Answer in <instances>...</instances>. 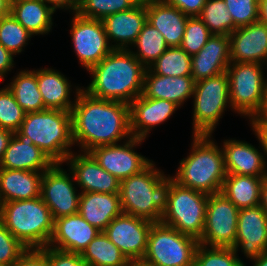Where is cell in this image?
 Here are the masks:
<instances>
[{
	"instance_id": "6da1fadb",
	"label": "cell",
	"mask_w": 267,
	"mask_h": 266,
	"mask_svg": "<svg viewBox=\"0 0 267 266\" xmlns=\"http://www.w3.org/2000/svg\"><path fill=\"white\" fill-rule=\"evenodd\" d=\"M75 89L72 135L81 152L132 138L129 104L92 97L78 86Z\"/></svg>"
},
{
	"instance_id": "7a4b0ae2",
	"label": "cell",
	"mask_w": 267,
	"mask_h": 266,
	"mask_svg": "<svg viewBox=\"0 0 267 266\" xmlns=\"http://www.w3.org/2000/svg\"><path fill=\"white\" fill-rule=\"evenodd\" d=\"M146 69L130 50L113 49L89 70L92 81L82 89L98 99L130 104L143 93Z\"/></svg>"
},
{
	"instance_id": "3957f363",
	"label": "cell",
	"mask_w": 267,
	"mask_h": 266,
	"mask_svg": "<svg viewBox=\"0 0 267 266\" xmlns=\"http://www.w3.org/2000/svg\"><path fill=\"white\" fill-rule=\"evenodd\" d=\"M153 161L140 173L120 181V200L125 214L161 222L168 204L171 176L157 169Z\"/></svg>"
},
{
	"instance_id": "277c9868",
	"label": "cell",
	"mask_w": 267,
	"mask_h": 266,
	"mask_svg": "<svg viewBox=\"0 0 267 266\" xmlns=\"http://www.w3.org/2000/svg\"><path fill=\"white\" fill-rule=\"evenodd\" d=\"M212 135L193 134L191 153L179 163L174 180L191 189L215 194L222 191L227 175L222 148Z\"/></svg>"
},
{
	"instance_id": "5b68a950",
	"label": "cell",
	"mask_w": 267,
	"mask_h": 266,
	"mask_svg": "<svg viewBox=\"0 0 267 266\" xmlns=\"http://www.w3.org/2000/svg\"><path fill=\"white\" fill-rule=\"evenodd\" d=\"M0 221L26 248L47 247L54 220L41 197L0 204Z\"/></svg>"
},
{
	"instance_id": "8992f818",
	"label": "cell",
	"mask_w": 267,
	"mask_h": 266,
	"mask_svg": "<svg viewBox=\"0 0 267 266\" xmlns=\"http://www.w3.org/2000/svg\"><path fill=\"white\" fill-rule=\"evenodd\" d=\"M19 131L32 140L54 163H64L73 152L71 112L46 109L26 113Z\"/></svg>"
},
{
	"instance_id": "52a82bcc",
	"label": "cell",
	"mask_w": 267,
	"mask_h": 266,
	"mask_svg": "<svg viewBox=\"0 0 267 266\" xmlns=\"http://www.w3.org/2000/svg\"><path fill=\"white\" fill-rule=\"evenodd\" d=\"M207 201L208 194L182 186L171 176L168 204L161 222L199 241L204 230Z\"/></svg>"
},
{
	"instance_id": "ba28073f",
	"label": "cell",
	"mask_w": 267,
	"mask_h": 266,
	"mask_svg": "<svg viewBox=\"0 0 267 266\" xmlns=\"http://www.w3.org/2000/svg\"><path fill=\"white\" fill-rule=\"evenodd\" d=\"M199 241L162 222H154L141 260L146 266H194Z\"/></svg>"
},
{
	"instance_id": "9c48e42d",
	"label": "cell",
	"mask_w": 267,
	"mask_h": 266,
	"mask_svg": "<svg viewBox=\"0 0 267 266\" xmlns=\"http://www.w3.org/2000/svg\"><path fill=\"white\" fill-rule=\"evenodd\" d=\"M192 97V133L212 135L226 107H231L227 72L195 82Z\"/></svg>"
},
{
	"instance_id": "30bf717a",
	"label": "cell",
	"mask_w": 267,
	"mask_h": 266,
	"mask_svg": "<svg viewBox=\"0 0 267 266\" xmlns=\"http://www.w3.org/2000/svg\"><path fill=\"white\" fill-rule=\"evenodd\" d=\"M261 63L231 62L226 70L232 111L250 120L260 110L267 78Z\"/></svg>"
},
{
	"instance_id": "8fae6325",
	"label": "cell",
	"mask_w": 267,
	"mask_h": 266,
	"mask_svg": "<svg viewBox=\"0 0 267 266\" xmlns=\"http://www.w3.org/2000/svg\"><path fill=\"white\" fill-rule=\"evenodd\" d=\"M239 209L222 192L209 194L199 244L234 248Z\"/></svg>"
},
{
	"instance_id": "7c38bea8",
	"label": "cell",
	"mask_w": 267,
	"mask_h": 266,
	"mask_svg": "<svg viewBox=\"0 0 267 266\" xmlns=\"http://www.w3.org/2000/svg\"><path fill=\"white\" fill-rule=\"evenodd\" d=\"M61 166L62 163H54L44 171L41 184L40 197L49 207L53 220L79 212L81 193L76 192L72 171L69 169L67 173Z\"/></svg>"
},
{
	"instance_id": "4fadbf2b",
	"label": "cell",
	"mask_w": 267,
	"mask_h": 266,
	"mask_svg": "<svg viewBox=\"0 0 267 266\" xmlns=\"http://www.w3.org/2000/svg\"><path fill=\"white\" fill-rule=\"evenodd\" d=\"M70 36L79 63L89 71L106 57L111 47L102 20L73 13Z\"/></svg>"
},
{
	"instance_id": "5bb4252c",
	"label": "cell",
	"mask_w": 267,
	"mask_h": 266,
	"mask_svg": "<svg viewBox=\"0 0 267 266\" xmlns=\"http://www.w3.org/2000/svg\"><path fill=\"white\" fill-rule=\"evenodd\" d=\"M144 139L132 137L121 144L99 146L88 153L108 173L119 181L140 173L152 160L135 152Z\"/></svg>"
},
{
	"instance_id": "9a60e30c",
	"label": "cell",
	"mask_w": 267,
	"mask_h": 266,
	"mask_svg": "<svg viewBox=\"0 0 267 266\" xmlns=\"http://www.w3.org/2000/svg\"><path fill=\"white\" fill-rule=\"evenodd\" d=\"M152 224L153 222L144 218L122 213L103 232L131 263L141 262L146 253Z\"/></svg>"
},
{
	"instance_id": "2e32d148",
	"label": "cell",
	"mask_w": 267,
	"mask_h": 266,
	"mask_svg": "<svg viewBox=\"0 0 267 266\" xmlns=\"http://www.w3.org/2000/svg\"><path fill=\"white\" fill-rule=\"evenodd\" d=\"M234 249L249 260L267 251V213L260 204L239 210Z\"/></svg>"
},
{
	"instance_id": "e0dca14e",
	"label": "cell",
	"mask_w": 267,
	"mask_h": 266,
	"mask_svg": "<svg viewBox=\"0 0 267 266\" xmlns=\"http://www.w3.org/2000/svg\"><path fill=\"white\" fill-rule=\"evenodd\" d=\"M64 163L69 165L76 185L82 189L80 193L119 194L120 181L104 170L89 153L72 152Z\"/></svg>"
},
{
	"instance_id": "ac0fdd59",
	"label": "cell",
	"mask_w": 267,
	"mask_h": 266,
	"mask_svg": "<svg viewBox=\"0 0 267 266\" xmlns=\"http://www.w3.org/2000/svg\"><path fill=\"white\" fill-rule=\"evenodd\" d=\"M230 62L261 63L267 69V25L259 20L230 35Z\"/></svg>"
},
{
	"instance_id": "d6986e66",
	"label": "cell",
	"mask_w": 267,
	"mask_h": 266,
	"mask_svg": "<svg viewBox=\"0 0 267 266\" xmlns=\"http://www.w3.org/2000/svg\"><path fill=\"white\" fill-rule=\"evenodd\" d=\"M100 232L79 213L59 217L54 220V231L48 246L60 251L81 254Z\"/></svg>"
},
{
	"instance_id": "ffe728a7",
	"label": "cell",
	"mask_w": 267,
	"mask_h": 266,
	"mask_svg": "<svg viewBox=\"0 0 267 266\" xmlns=\"http://www.w3.org/2000/svg\"><path fill=\"white\" fill-rule=\"evenodd\" d=\"M130 130L132 137L146 139L152 128L168 120L179 108L174 102L147 98L143 94L130 104Z\"/></svg>"
},
{
	"instance_id": "44dd1931",
	"label": "cell",
	"mask_w": 267,
	"mask_h": 266,
	"mask_svg": "<svg viewBox=\"0 0 267 266\" xmlns=\"http://www.w3.org/2000/svg\"><path fill=\"white\" fill-rule=\"evenodd\" d=\"M102 21L111 47L129 50L147 22L146 4H136L126 11L108 15Z\"/></svg>"
},
{
	"instance_id": "7402d4cb",
	"label": "cell",
	"mask_w": 267,
	"mask_h": 266,
	"mask_svg": "<svg viewBox=\"0 0 267 266\" xmlns=\"http://www.w3.org/2000/svg\"><path fill=\"white\" fill-rule=\"evenodd\" d=\"M230 37L212 34L203 48L191 56L194 82L226 72L230 64Z\"/></svg>"
},
{
	"instance_id": "603a6c76",
	"label": "cell",
	"mask_w": 267,
	"mask_h": 266,
	"mask_svg": "<svg viewBox=\"0 0 267 266\" xmlns=\"http://www.w3.org/2000/svg\"><path fill=\"white\" fill-rule=\"evenodd\" d=\"M54 162L19 130L14 132L0 162V169L44 172Z\"/></svg>"
},
{
	"instance_id": "cb8c5ba5",
	"label": "cell",
	"mask_w": 267,
	"mask_h": 266,
	"mask_svg": "<svg viewBox=\"0 0 267 266\" xmlns=\"http://www.w3.org/2000/svg\"><path fill=\"white\" fill-rule=\"evenodd\" d=\"M227 174L265 177L267 162L262 150L236 139L224 140L221 145Z\"/></svg>"
},
{
	"instance_id": "d4e9b609",
	"label": "cell",
	"mask_w": 267,
	"mask_h": 266,
	"mask_svg": "<svg viewBox=\"0 0 267 266\" xmlns=\"http://www.w3.org/2000/svg\"><path fill=\"white\" fill-rule=\"evenodd\" d=\"M194 84L191 75L161 76L147 68L142 94L147 98L168 100L181 107L188 98L193 96Z\"/></svg>"
},
{
	"instance_id": "484cf974",
	"label": "cell",
	"mask_w": 267,
	"mask_h": 266,
	"mask_svg": "<svg viewBox=\"0 0 267 266\" xmlns=\"http://www.w3.org/2000/svg\"><path fill=\"white\" fill-rule=\"evenodd\" d=\"M147 22L158 29L169 47L180 46L188 16L164 0H150L146 4Z\"/></svg>"
},
{
	"instance_id": "4316f807",
	"label": "cell",
	"mask_w": 267,
	"mask_h": 266,
	"mask_svg": "<svg viewBox=\"0 0 267 266\" xmlns=\"http://www.w3.org/2000/svg\"><path fill=\"white\" fill-rule=\"evenodd\" d=\"M78 213L90 225L103 232L115 217L123 213L120 194L83 192Z\"/></svg>"
},
{
	"instance_id": "83f0119b",
	"label": "cell",
	"mask_w": 267,
	"mask_h": 266,
	"mask_svg": "<svg viewBox=\"0 0 267 266\" xmlns=\"http://www.w3.org/2000/svg\"><path fill=\"white\" fill-rule=\"evenodd\" d=\"M43 172L0 169V204L40 197Z\"/></svg>"
},
{
	"instance_id": "f1b7e54d",
	"label": "cell",
	"mask_w": 267,
	"mask_h": 266,
	"mask_svg": "<svg viewBox=\"0 0 267 266\" xmlns=\"http://www.w3.org/2000/svg\"><path fill=\"white\" fill-rule=\"evenodd\" d=\"M37 83L47 109H59L71 112L75 99L70 100L71 83L67 77L56 69H37Z\"/></svg>"
},
{
	"instance_id": "f546056e",
	"label": "cell",
	"mask_w": 267,
	"mask_h": 266,
	"mask_svg": "<svg viewBox=\"0 0 267 266\" xmlns=\"http://www.w3.org/2000/svg\"><path fill=\"white\" fill-rule=\"evenodd\" d=\"M54 12L43 0H11L10 13L34 36L51 32Z\"/></svg>"
},
{
	"instance_id": "4dcf8cb0",
	"label": "cell",
	"mask_w": 267,
	"mask_h": 266,
	"mask_svg": "<svg viewBox=\"0 0 267 266\" xmlns=\"http://www.w3.org/2000/svg\"><path fill=\"white\" fill-rule=\"evenodd\" d=\"M264 177L227 174L222 193L240 210L260 204Z\"/></svg>"
},
{
	"instance_id": "1f68e13d",
	"label": "cell",
	"mask_w": 267,
	"mask_h": 266,
	"mask_svg": "<svg viewBox=\"0 0 267 266\" xmlns=\"http://www.w3.org/2000/svg\"><path fill=\"white\" fill-rule=\"evenodd\" d=\"M7 87L26 113L47 109L38 88L37 69L19 71Z\"/></svg>"
},
{
	"instance_id": "d6a6232c",
	"label": "cell",
	"mask_w": 267,
	"mask_h": 266,
	"mask_svg": "<svg viewBox=\"0 0 267 266\" xmlns=\"http://www.w3.org/2000/svg\"><path fill=\"white\" fill-rule=\"evenodd\" d=\"M81 258L87 266H131L121 250L100 232L83 250Z\"/></svg>"
},
{
	"instance_id": "836d02e7",
	"label": "cell",
	"mask_w": 267,
	"mask_h": 266,
	"mask_svg": "<svg viewBox=\"0 0 267 266\" xmlns=\"http://www.w3.org/2000/svg\"><path fill=\"white\" fill-rule=\"evenodd\" d=\"M132 46L137 48L136 52L132 49L129 50L146 68L169 48L161 32L149 22L143 25L138 38Z\"/></svg>"
},
{
	"instance_id": "e575fe53",
	"label": "cell",
	"mask_w": 267,
	"mask_h": 266,
	"mask_svg": "<svg viewBox=\"0 0 267 266\" xmlns=\"http://www.w3.org/2000/svg\"><path fill=\"white\" fill-rule=\"evenodd\" d=\"M148 68L154 74L161 76L191 75V56L180 46L169 47Z\"/></svg>"
},
{
	"instance_id": "d590c367",
	"label": "cell",
	"mask_w": 267,
	"mask_h": 266,
	"mask_svg": "<svg viewBox=\"0 0 267 266\" xmlns=\"http://www.w3.org/2000/svg\"><path fill=\"white\" fill-rule=\"evenodd\" d=\"M212 34L229 36L234 22L224 0H207L198 16Z\"/></svg>"
},
{
	"instance_id": "8d00e7d4",
	"label": "cell",
	"mask_w": 267,
	"mask_h": 266,
	"mask_svg": "<svg viewBox=\"0 0 267 266\" xmlns=\"http://www.w3.org/2000/svg\"><path fill=\"white\" fill-rule=\"evenodd\" d=\"M32 36L11 13L0 17V44L15 57L24 51Z\"/></svg>"
},
{
	"instance_id": "74e56055",
	"label": "cell",
	"mask_w": 267,
	"mask_h": 266,
	"mask_svg": "<svg viewBox=\"0 0 267 266\" xmlns=\"http://www.w3.org/2000/svg\"><path fill=\"white\" fill-rule=\"evenodd\" d=\"M194 266H246V263L239 258L234 248L199 244Z\"/></svg>"
},
{
	"instance_id": "f35d334b",
	"label": "cell",
	"mask_w": 267,
	"mask_h": 266,
	"mask_svg": "<svg viewBox=\"0 0 267 266\" xmlns=\"http://www.w3.org/2000/svg\"><path fill=\"white\" fill-rule=\"evenodd\" d=\"M133 0H79L76 13L82 17L103 20L106 16L134 7Z\"/></svg>"
},
{
	"instance_id": "ab89813d",
	"label": "cell",
	"mask_w": 267,
	"mask_h": 266,
	"mask_svg": "<svg viewBox=\"0 0 267 266\" xmlns=\"http://www.w3.org/2000/svg\"><path fill=\"white\" fill-rule=\"evenodd\" d=\"M26 112L17 103L8 87L0 88V128L18 131Z\"/></svg>"
},
{
	"instance_id": "60d3db41",
	"label": "cell",
	"mask_w": 267,
	"mask_h": 266,
	"mask_svg": "<svg viewBox=\"0 0 267 266\" xmlns=\"http://www.w3.org/2000/svg\"><path fill=\"white\" fill-rule=\"evenodd\" d=\"M212 33L198 16L188 17L180 47L193 56L207 43Z\"/></svg>"
},
{
	"instance_id": "b9f144b4",
	"label": "cell",
	"mask_w": 267,
	"mask_h": 266,
	"mask_svg": "<svg viewBox=\"0 0 267 266\" xmlns=\"http://www.w3.org/2000/svg\"><path fill=\"white\" fill-rule=\"evenodd\" d=\"M224 2L232 16L234 31L258 21L259 0H224Z\"/></svg>"
},
{
	"instance_id": "7bdbcfd3",
	"label": "cell",
	"mask_w": 267,
	"mask_h": 266,
	"mask_svg": "<svg viewBox=\"0 0 267 266\" xmlns=\"http://www.w3.org/2000/svg\"><path fill=\"white\" fill-rule=\"evenodd\" d=\"M26 250L0 221V264L11 266Z\"/></svg>"
},
{
	"instance_id": "ee69618b",
	"label": "cell",
	"mask_w": 267,
	"mask_h": 266,
	"mask_svg": "<svg viewBox=\"0 0 267 266\" xmlns=\"http://www.w3.org/2000/svg\"><path fill=\"white\" fill-rule=\"evenodd\" d=\"M48 266H87L79 253L60 251L47 246Z\"/></svg>"
},
{
	"instance_id": "f6af8a7d",
	"label": "cell",
	"mask_w": 267,
	"mask_h": 266,
	"mask_svg": "<svg viewBox=\"0 0 267 266\" xmlns=\"http://www.w3.org/2000/svg\"><path fill=\"white\" fill-rule=\"evenodd\" d=\"M11 266H48L47 247L27 248Z\"/></svg>"
},
{
	"instance_id": "bcb514c9",
	"label": "cell",
	"mask_w": 267,
	"mask_h": 266,
	"mask_svg": "<svg viewBox=\"0 0 267 266\" xmlns=\"http://www.w3.org/2000/svg\"><path fill=\"white\" fill-rule=\"evenodd\" d=\"M167 4L178 8L188 17L199 16L207 0H164Z\"/></svg>"
},
{
	"instance_id": "7dc6e473",
	"label": "cell",
	"mask_w": 267,
	"mask_h": 266,
	"mask_svg": "<svg viewBox=\"0 0 267 266\" xmlns=\"http://www.w3.org/2000/svg\"><path fill=\"white\" fill-rule=\"evenodd\" d=\"M13 57L14 55L0 44V82L3 81L5 76H7L6 74L13 69L15 65Z\"/></svg>"
},
{
	"instance_id": "c3c4849f",
	"label": "cell",
	"mask_w": 267,
	"mask_h": 266,
	"mask_svg": "<svg viewBox=\"0 0 267 266\" xmlns=\"http://www.w3.org/2000/svg\"><path fill=\"white\" fill-rule=\"evenodd\" d=\"M55 12L57 9H65L75 13L78 9L79 0H43Z\"/></svg>"
},
{
	"instance_id": "681fc988",
	"label": "cell",
	"mask_w": 267,
	"mask_h": 266,
	"mask_svg": "<svg viewBox=\"0 0 267 266\" xmlns=\"http://www.w3.org/2000/svg\"><path fill=\"white\" fill-rule=\"evenodd\" d=\"M251 125H267V85L260 110L250 120Z\"/></svg>"
},
{
	"instance_id": "f907efd6",
	"label": "cell",
	"mask_w": 267,
	"mask_h": 266,
	"mask_svg": "<svg viewBox=\"0 0 267 266\" xmlns=\"http://www.w3.org/2000/svg\"><path fill=\"white\" fill-rule=\"evenodd\" d=\"M263 152L267 155V125H251ZM267 157V156H266Z\"/></svg>"
},
{
	"instance_id": "816d5d0a",
	"label": "cell",
	"mask_w": 267,
	"mask_h": 266,
	"mask_svg": "<svg viewBox=\"0 0 267 266\" xmlns=\"http://www.w3.org/2000/svg\"><path fill=\"white\" fill-rule=\"evenodd\" d=\"M13 135L14 132L8 129L0 128V162Z\"/></svg>"
},
{
	"instance_id": "f5cc1de1",
	"label": "cell",
	"mask_w": 267,
	"mask_h": 266,
	"mask_svg": "<svg viewBox=\"0 0 267 266\" xmlns=\"http://www.w3.org/2000/svg\"><path fill=\"white\" fill-rule=\"evenodd\" d=\"M258 20L267 25V0H259Z\"/></svg>"
},
{
	"instance_id": "db71d44e",
	"label": "cell",
	"mask_w": 267,
	"mask_h": 266,
	"mask_svg": "<svg viewBox=\"0 0 267 266\" xmlns=\"http://www.w3.org/2000/svg\"><path fill=\"white\" fill-rule=\"evenodd\" d=\"M260 205L267 213V175L264 177L262 182Z\"/></svg>"
},
{
	"instance_id": "11a10c76",
	"label": "cell",
	"mask_w": 267,
	"mask_h": 266,
	"mask_svg": "<svg viewBox=\"0 0 267 266\" xmlns=\"http://www.w3.org/2000/svg\"><path fill=\"white\" fill-rule=\"evenodd\" d=\"M11 0H0V17L10 14Z\"/></svg>"
},
{
	"instance_id": "9f6ffc18",
	"label": "cell",
	"mask_w": 267,
	"mask_h": 266,
	"mask_svg": "<svg viewBox=\"0 0 267 266\" xmlns=\"http://www.w3.org/2000/svg\"><path fill=\"white\" fill-rule=\"evenodd\" d=\"M253 266H267V251L262 252L257 258L251 260Z\"/></svg>"
},
{
	"instance_id": "6f0895ef",
	"label": "cell",
	"mask_w": 267,
	"mask_h": 266,
	"mask_svg": "<svg viewBox=\"0 0 267 266\" xmlns=\"http://www.w3.org/2000/svg\"><path fill=\"white\" fill-rule=\"evenodd\" d=\"M136 4H147L150 0H133Z\"/></svg>"
},
{
	"instance_id": "680465c9",
	"label": "cell",
	"mask_w": 267,
	"mask_h": 266,
	"mask_svg": "<svg viewBox=\"0 0 267 266\" xmlns=\"http://www.w3.org/2000/svg\"><path fill=\"white\" fill-rule=\"evenodd\" d=\"M131 266H146V265H144L141 262H134V263L131 264Z\"/></svg>"
}]
</instances>
